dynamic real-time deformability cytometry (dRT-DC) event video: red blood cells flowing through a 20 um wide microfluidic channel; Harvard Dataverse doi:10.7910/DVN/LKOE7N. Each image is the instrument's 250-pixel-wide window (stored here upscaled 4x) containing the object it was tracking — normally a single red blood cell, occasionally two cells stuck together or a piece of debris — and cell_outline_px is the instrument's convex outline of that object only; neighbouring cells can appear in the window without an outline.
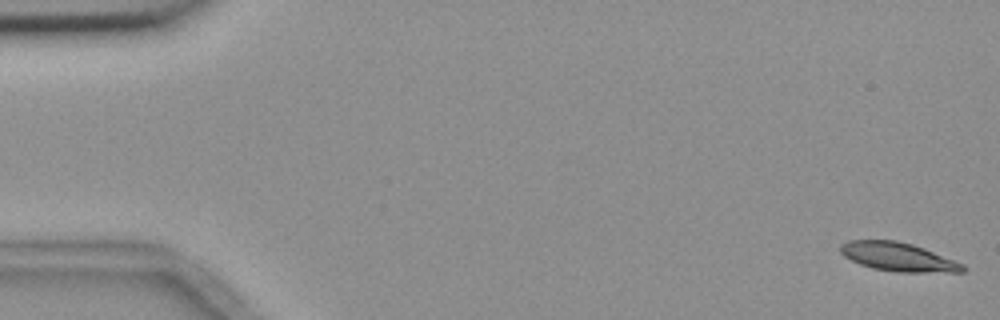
{"species": "common noctule bat (a hibernating species)", "species_latin": "Nyctalus noctula", "temperature_condition": "room temperature", "stored_images_in_passage": 56, "camera_frame_rate_fps": 3000, "um_per_image_px": 0.085, "animal": {"sex": "female", "body_mass_g": 18.4}, "frame": {"image": 1, "passage_image": 1, "time_ms": 0.0, "image_size_px": [1000, 320], "cell_outline_px": [[968, 268], [964, 272], [896, 272], [872, 268], [860, 264], [844, 256], [840, 252], [840, 244], [848, 240], [896, 240], [912, 244], [924, 248], [964, 264]], "centroid_in_image_um": [76.35, 21.84], "position_along_channel_um": 8.6, "area_um2": 20.52}}
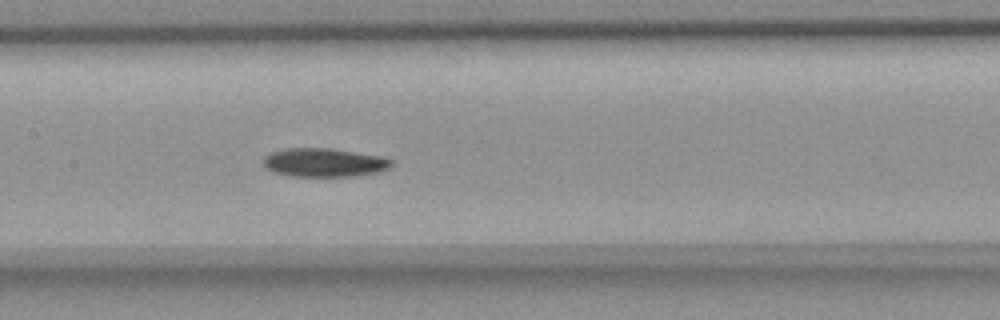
{"frame": {"image": 2, "passage_image": 27, "time_ms": 8.667, "image_size_px": [1000, 320], "cell_outline_px": [[392, 168], [380, 172], [356, 176], [292, 176], [272, 172], [264, 168], [264, 156], [272, 152], [288, 148], [332, 148], [380, 156], [392, 160]], "centroid_in_image_um": [27.57, 13.82], "position_along_channel_um": 179.8, "area_um2": 21.56}}
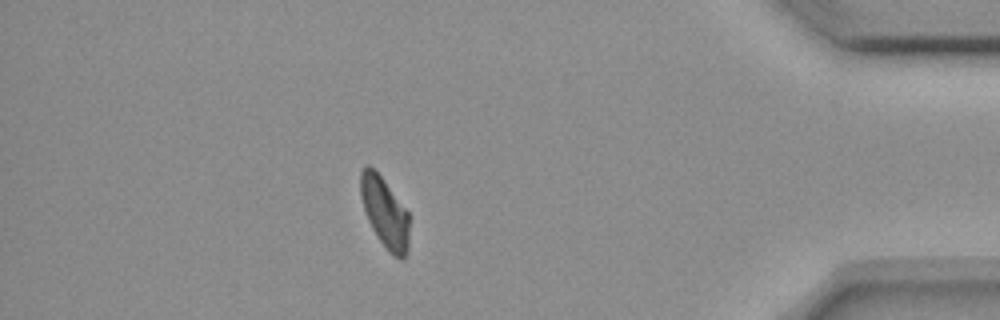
{"frame": {"image": 3, "passage_image": 49, "time_ms": 16.0, "image_size_px": [1000, 320], "cell_outline_px": [[408, 248], [404, 260], [400, 260], [388, 252], [372, 228], [368, 220], [360, 196], [360, 172], [364, 164], [368, 164], [380, 176], [408, 212]], "centroid_in_image_um": [32.69, 18.08], "position_along_channel_um": 402.5, "area_um2": 19.71}, "authors_computed_cell_mechanics": {"area_um2": 21.5305, "velocity_mm_per_s": 3.6208, "shape_relaxation_time_tau1_ms": 8.5767, "shape_relaxation_time_tau2_ms": null, "deformation_change_tau1": 0.1769, "deformation_change_tau2": null}}